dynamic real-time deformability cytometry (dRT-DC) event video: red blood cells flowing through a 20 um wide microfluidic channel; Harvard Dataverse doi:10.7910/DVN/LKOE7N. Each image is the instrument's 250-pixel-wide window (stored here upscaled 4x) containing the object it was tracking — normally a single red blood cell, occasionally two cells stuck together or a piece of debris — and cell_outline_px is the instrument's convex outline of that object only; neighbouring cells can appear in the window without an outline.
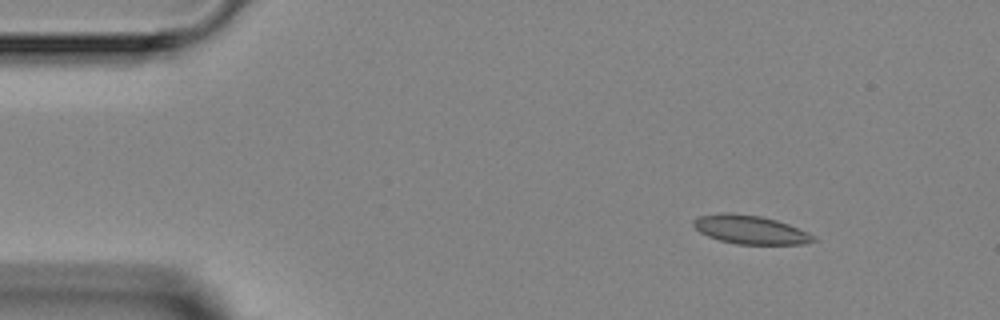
{"species": "Egyptian fruit bat (a non-hibernating species)", "species_latin": "Rousettus aegyptiacus", "temperature_condition": "room temperature", "stored_images_in_passage": 3, "camera_frame_rate_fps": 3000, "um_per_image_px": 0.085, "animal": {"sex": "female"}, "frame": {"image": 1, "passage_image": 1, "time_ms": 0.0, "image_size_px": [1000, 320], "cell_outline_px": [[820, 240], [804, 244], [736, 244], [720, 240], [708, 236], [700, 232], [692, 224], [692, 220], [700, 216], [724, 212], [732, 212], [760, 216], [776, 220], [788, 224], [808, 232]], "centroid_in_image_um": [63.79, 19.52], "position_along_channel_um": 21.2, "area_um2": 20.06}}